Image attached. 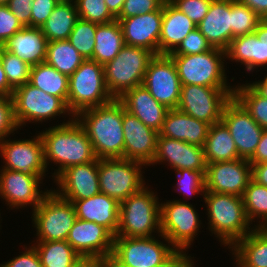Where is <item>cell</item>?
Returning a JSON list of instances; mask_svg holds the SVG:
<instances>
[{
    "instance_id": "cell-1",
    "label": "cell",
    "mask_w": 267,
    "mask_h": 267,
    "mask_svg": "<svg viewBox=\"0 0 267 267\" xmlns=\"http://www.w3.org/2000/svg\"><path fill=\"white\" fill-rule=\"evenodd\" d=\"M74 118L90 139L97 159L124 158L123 103L119 99L83 110Z\"/></svg>"
},
{
    "instance_id": "cell-2",
    "label": "cell",
    "mask_w": 267,
    "mask_h": 267,
    "mask_svg": "<svg viewBox=\"0 0 267 267\" xmlns=\"http://www.w3.org/2000/svg\"><path fill=\"white\" fill-rule=\"evenodd\" d=\"M60 124L39 133L44 145L46 166L51 161L59 164L53 173L54 179L70 166L97 159L90 139L75 118Z\"/></svg>"
},
{
    "instance_id": "cell-3",
    "label": "cell",
    "mask_w": 267,
    "mask_h": 267,
    "mask_svg": "<svg viewBox=\"0 0 267 267\" xmlns=\"http://www.w3.org/2000/svg\"><path fill=\"white\" fill-rule=\"evenodd\" d=\"M153 237L115 236L108 267L185 266L192 258Z\"/></svg>"
},
{
    "instance_id": "cell-4",
    "label": "cell",
    "mask_w": 267,
    "mask_h": 267,
    "mask_svg": "<svg viewBox=\"0 0 267 267\" xmlns=\"http://www.w3.org/2000/svg\"><path fill=\"white\" fill-rule=\"evenodd\" d=\"M202 196L207 204L209 230L217 235L222 245L230 248L254 229V226L249 227L251 222L246 215L242 197L211 191H205Z\"/></svg>"
},
{
    "instance_id": "cell-5",
    "label": "cell",
    "mask_w": 267,
    "mask_h": 267,
    "mask_svg": "<svg viewBox=\"0 0 267 267\" xmlns=\"http://www.w3.org/2000/svg\"><path fill=\"white\" fill-rule=\"evenodd\" d=\"M154 192L143 187L120 202L119 227L115 236L153 237L160 229V203Z\"/></svg>"
},
{
    "instance_id": "cell-6",
    "label": "cell",
    "mask_w": 267,
    "mask_h": 267,
    "mask_svg": "<svg viewBox=\"0 0 267 267\" xmlns=\"http://www.w3.org/2000/svg\"><path fill=\"white\" fill-rule=\"evenodd\" d=\"M113 99L105 84L104 65L85 59L69 76L67 107L73 117L83 110L107 104Z\"/></svg>"
},
{
    "instance_id": "cell-7",
    "label": "cell",
    "mask_w": 267,
    "mask_h": 267,
    "mask_svg": "<svg viewBox=\"0 0 267 267\" xmlns=\"http://www.w3.org/2000/svg\"><path fill=\"white\" fill-rule=\"evenodd\" d=\"M155 55L148 49L124 45L117 56L104 65L105 84L113 98L142 85L149 61Z\"/></svg>"
},
{
    "instance_id": "cell-8",
    "label": "cell",
    "mask_w": 267,
    "mask_h": 267,
    "mask_svg": "<svg viewBox=\"0 0 267 267\" xmlns=\"http://www.w3.org/2000/svg\"><path fill=\"white\" fill-rule=\"evenodd\" d=\"M169 56L176 65L182 86L230 87L225 75L224 50L213 47L201 54Z\"/></svg>"
},
{
    "instance_id": "cell-9",
    "label": "cell",
    "mask_w": 267,
    "mask_h": 267,
    "mask_svg": "<svg viewBox=\"0 0 267 267\" xmlns=\"http://www.w3.org/2000/svg\"><path fill=\"white\" fill-rule=\"evenodd\" d=\"M32 212L37 241H65L77 220L73 203L52 189Z\"/></svg>"
},
{
    "instance_id": "cell-10",
    "label": "cell",
    "mask_w": 267,
    "mask_h": 267,
    "mask_svg": "<svg viewBox=\"0 0 267 267\" xmlns=\"http://www.w3.org/2000/svg\"><path fill=\"white\" fill-rule=\"evenodd\" d=\"M142 166L145 165L126 158L98 159L100 192L119 203L137 193L145 186Z\"/></svg>"
},
{
    "instance_id": "cell-11",
    "label": "cell",
    "mask_w": 267,
    "mask_h": 267,
    "mask_svg": "<svg viewBox=\"0 0 267 267\" xmlns=\"http://www.w3.org/2000/svg\"><path fill=\"white\" fill-rule=\"evenodd\" d=\"M201 220L192 204L174 200L160 204V229L164 241L169 242L180 253L186 254L196 235Z\"/></svg>"
},
{
    "instance_id": "cell-12",
    "label": "cell",
    "mask_w": 267,
    "mask_h": 267,
    "mask_svg": "<svg viewBox=\"0 0 267 267\" xmlns=\"http://www.w3.org/2000/svg\"><path fill=\"white\" fill-rule=\"evenodd\" d=\"M233 91L234 86L232 88L184 85L181 86L177 109L211 126L221 121L223 108L233 97Z\"/></svg>"
},
{
    "instance_id": "cell-13",
    "label": "cell",
    "mask_w": 267,
    "mask_h": 267,
    "mask_svg": "<svg viewBox=\"0 0 267 267\" xmlns=\"http://www.w3.org/2000/svg\"><path fill=\"white\" fill-rule=\"evenodd\" d=\"M12 99L19 129L28 121L42 123L66 113L73 118L67 105L59 97L49 95L29 82L14 89Z\"/></svg>"
},
{
    "instance_id": "cell-14",
    "label": "cell",
    "mask_w": 267,
    "mask_h": 267,
    "mask_svg": "<svg viewBox=\"0 0 267 267\" xmlns=\"http://www.w3.org/2000/svg\"><path fill=\"white\" fill-rule=\"evenodd\" d=\"M142 85L156 101L168 109H177L182 85L176 65L169 55H155L149 61Z\"/></svg>"
},
{
    "instance_id": "cell-15",
    "label": "cell",
    "mask_w": 267,
    "mask_h": 267,
    "mask_svg": "<svg viewBox=\"0 0 267 267\" xmlns=\"http://www.w3.org/2000/svg\"><path fill=\"white\" fill-rule=\"evenodd\" d=\"M221 120L234 139L239 158L249 160L259 144L264 129L234 97L224 106Z\"/></svg>"
},
{
    "instance_id": "cell-16",
    "label": "cell",
    "mask_w": 267,
    "mask_h": 267,
    "mask_svg": "<svg viewBox=\"0 0 267 267\" xmlns=\"http://www.w3.org/2000/svg\"><path fill=\"white\" fill-rule=\"evenodd\" d=\"M0 154L5 160L2 169L46 175L44 145L40 134L33 139L0 141Z\"/></svg>"
},
{
    "instance_id": "cell-17",
    "label": "cell",
    "mask_w": 267,
    "mask_h": 267,
    "mask_svg": "<svg viewBox=\"0 0 267 267\" xmlns=\"http://www.w3.org/2000/svg\"><path fill=\"white\" fill-rule=\"evenodd\" d=\"M0 173V196L5 199L7 202L5 204L9 205L11 209L30 205L34 211L49 191H40L41 185L39 184L42 183L45 175L7 169H2Z\"/></svg>"
},
{
    "instance_id": "cell-18",
    "label": "cell",
    "mask_w": 267,
    "mask_h": 267,
    "mask_svg": "<svg viewBox=\"0 0 267 267\" xmlns=\"http://www.w3.org/2000/svg\"><path fill=\"white\" fill-rule=\"evenodd\" d=\"M252 180L251 163L245 159L207 164L205 190L242 197Z\"/></svg>"
},
{
    "instance_id": "cell-19",
    "label": "cell",
    "mask_w": 267,
    "mask_h": 267,
    "mask_svg": "<svg viewBox=\"0 0 267 267\" xmlns=\"http://www.w3.org/2000/svg\"><path fill=\"white\" fill-rule=\"evenodd\" d=\"M66 241L81 257H95L108 262L112 256L114 236L95 222L77 218Z\"/></svg>"
},
{
    "instance_id": "cell-20",
    "label": "cell",
    "mask_w": 267,
    "mask_h": 267,
    "mask_svg": "<svg viewBox=\"0 0 267 267\" xmlns=\"http://www.w3.org/2000/svg\"><path fill=\"white\" fill-rule=\"evenodd\" d=\"M54 182L59 187L54 191L72 203L99 194L98 159L66 168Z\"/></svg>"
},
{
    "instance_id": "cell-21",
    "label": "cell",
    "mask_w": 267,
    "mask_h": 267,
    "mask_svg": "<svg viewBox=\"0 0 267 267\" xmlns=\"http://www.w3.org/2000/svg\"><path fill=\"white\" fill-rule=\"evenodd\" d=\"M123 133L124 158L150 166L155 156L159 133L126 111L124 105Z\"/></svg>"
},
{
    "instance_id": "cell-22",
    "label": "cell",
    "mask_w": 267,
    "mask_h": 267,
    "mask_svg": "<svg viewBox=\"0 0 267 267\" xmlns=\"http://www.w3.org/2000/svg\"><path fill=\"white\" fill-rule=\"evenodd\" d=\"M162 19L163 6L151 13L116 20L120 23L125 45L142 47L159 55Z\"/></svg>"
},
{
    "instance_id": "cell-23",
    "label": "cell",
    "mask_w": 267,
    "mask_h": 267,
    "mask_svg": "<svg viewBox=\"0 0 267 267\" xmlns=\"http://www.w3.org/2000/svg\"><path fill=\"white\" fill-rule=\"evenodd\" d=\"M226 58L245 65L253 72L257 67L267 65V19H262L254 33L237 36L225 50Z\"/></svg>"
},
{
    "instance_id": "cell-24",
    "label": "cell",
    "mask_w": 267,
    "mask_h": 267,
    "mask_svg": "<svg viewBox=\"0 0 267 267\" xmlns=\"http://www.w3.org/2000/svg\"><path fill=\"white\" fill-rule=\"evenodd\" d=\"M168 162L174 171L182 169L206 170L204 149L201 146L185 141L158 136L155 156L152 165Z\"/></svg>"
},
{
    "instance_id": "cell-25",
    "label": "cell",
    "mask_w": 267,
    "mask_h": 267,
    "mask_svg": "<svg viewBox=\"0 0 267 267\" xmlns=\"http://www.w3.org/2000/svg\"><path fill=\"white\" fill-rule=\"evenodd\" d=\"M118 99L126 111L136 116L144 125L160 131L169 109L156 101L143 85L127 90Z\"/></svg>"
},
{
    "instance_id": "cell-26",
    "label": "cell",
    "mask_w": 267,
    "mask_h": 267,
    "mask_svg": "<svg viewBox=\"0 0 267 267\" xmlns=\"http://www.w3.org/2000/svg\"><path fill=\"white\" fill-rule=\"evenodd\" d=\"M78 219L95 222L105 227L114 237L119 227L120 203L106 194L73 202Z\"/></svg>"
},
{
    "instance_id": "cell-27",
    "label": "cell",
    "mask_w": 267,
    "mask_h": 267,
    "mask_svg": "<svg viewBox=\"0 0 267 267\" xmlns=\"http://www.w3.org/2000/svg\"><path fill=\"white\" fill-rule=\"evenodd\" d=\"M231 0H212L209 11L197 25L214 48L226 50L231 42Z\"/></svg>"
},
{
    "instance_id": "cell-28",
    "label": "cell",
    "mask_w": 267,
    "mask_h": 267,
    "mask_svg": "<svg viewBox=\"0 0 267 267\" xmlns=\"http://www.w3.org/2000/svg\"><path fill=\"white\" fill-rule=\"evenodd\" d=\"M210 125L185 114L169 109L158 136L173 138L203 147Z\"/></svg>"
},
{
    "instance_id": "cell-29",
    "label": "cell",
    "mask_w": 267,
    "mask_h": 267,
    "mask_svg": "<svg viewBox=\"0 0 267 267\" xmlns=\"http://www.w3.org/2000/svg\"><path fill=\"white\" fill-rule=\"evenodd\" d=\"M197 25L169 0L163 4L159 55H169Z\"/></svg>"
},
{
    "instance_id": "cell-30",
    "label": "cell",
    "mask_w": 267,
    "mask_h": 267,
    "mask_svg": "<svg viewBox=\"0 0 267 267\" xmlns=\"http://www.w3.org/2000/svg\"><path fill=\"white\" fill-rule=\"evenodd\" d=\"M47 39L40 27H23L10 37L2 47L31 66L45 62Z\"/></svg>"
},
{
    "instance_id": "cell-31",
    "label": "cell",
    "mask_w": 267,
    "mask_h": 267,
    "mask_svg": "<svg viewBox=\"0 0 267 267\" xmlns=\"http://www.w3.org/2000/svg\"><path fill=\"white\" fill-rule=\"evenodd\" d=\"M229 249L237 267H267V228H254Z\"/></svg>"
},
{
    "instance_id": "cell-32",
    "label": "cell",
    "mask_w": 267,
    "mask_h": 267,
    "mask_svg": "<svg viewBox=\"0 0 267 267\" xmlns=\"http://www.w3.org/2000/svg\"><path fill=\"white\" fill-rule=\"evenodd\" d=\"M203 149L207 164L239 159L234 139L222 120L209 127Z\"/></svg>"
},
{
    "instance_id": "cell-33",
    "label": "cell",
    "mask_w": 267,
    "mask_h": 267,
    "mask_svg": "<svg viewBox=\"0 0 267 267\" xmlns=\"http://www.w3.org/2000/svg\"><path fill=\"white\" fill-rule=\"evenodd\" d=\"M92 60L105 65L113 60L125 45L123 32L118 20L97 24Z\"/></svg>"
},
{
    "instance_id": "cell-34",
    "label": "cell",
    "mask_w": 267,
    "mask_h": 267,
    "mask_svg": "<svg viewBox=\"0 0 267 267\" xmlns=\"http://www.w3.org/2000/svg\"><path fill=\"white\" fill-rule=\"evenodd\" d=\"M78 18L75 2H59L40 28L48 42L68 40Z\"/></svg>"
},
{
    "instance_id": "cell-35",
    "label": "cell",
    "mask_w": 267,
    "mask_h": 267,
    "mask_svg": "<svg viewBox=\"0 0 267 267\" xmlns=\"http://www.w3.org/2000/svg\"><path fill=\"white\" fill-rule=\"evenodd\" d=\"M29 83L49 95L59 97L67 105L69 77L46 62L32 66Z\"/></svg>"
},
{
    "instance_id": "cell-36",
    "label": "cell",
    "mask_w": 267,
    "mask_h": 267,
    "mask_svg": "<svg viewBox=\"0 0 267 267\" xmlns=\"http://www.w3.org/2000/svg\"><path fill=\"white\" fill-rule=\"evenodd\" d=\"M84 60L85 58L68 40L47 43L45 62L68 77L79 68Z\"/></svg>"
},
{
    "instance_id": "cell-37",
    "label": "cell",
    "mask_w": 267,
    "mask_h": 267,
    "mask_svg": "<svg viewBox=\"0 0 267 267\" xmlns=\"http://www.w3.org/2000/svg\"><path fill=\"white\" fill-rule=\"evenodd\" d=\"M33 246L43 267H72L81 257L66 240L36 241Z\"/></svg>"
},
{
    "instance_id": "cell-38",
    "label": "cell",
    "mask_w": 267,
    "mask_h": 267,
    "mask_svg": "<svg viewBox=\"0 0 267 267\" xmlns=\"http://www.w3.org/2000/svg\"><path fill=\"white\" fill-rule=\"evenodd\" d=\"M242 200L251 224L258 218L262 221L254 227L267 228V187L251 180L242 195Z\"/></svg>"
},
{
    "instance_id": "cell-39",
    "label": "cell",
    "mask_w": 267,
    "mask_h": 267,
    "mask_svg": "<svg viewBox=\"0 0 267 267\" xmlns=\"http://www.w3.org/2000/svg\"><path fill=\"white\" fill-rule=\"evenodd\" d=\"M233 97L244 107L251 117L267 130V99L260 96L250 85H237Z\"/></svg>"
},
{
    "instance_id": "cell-40",
    "label": "cell",
    "mask_w": 267,
    "mask_h": 267,
    "mask_svg": "<svg viewBox=\"0 0 267 267\" xmlns=\"http://www.w3.org/2000/svg\"><path fill=\"white\" fill-rule=\"evenodd\" d=\"M262 18L239 0H231V40L254 33Z\"/></svg>"
},
{
    "instance_id": "cell-41",
    "label": "cell",
    "mask_w": 267,
    "mask_h": 267,
    "mask_svg": "<svg viewBox=\"0 0 267 267\" xmlns=\"http://www.w3.org/2000/svg\"><path fill=\"white\" fill-rule=\"evenodd\" d=\"M97 23L78 18L68 41L85 58L92 59Z\"/></svg>"
},
{
    "instance_id": "cell-42",
    "label": "cell",
    "mask_w": 267,
    "mask_h": 267,
    "mask_svg": "<svg viewBox=\"0 0 267 267\" xmlns=\"http://www.w3.org/2000/svg\"><path fill=\"white\" fill-rule=\"evenodd\" d=\"M1 62L9 85L16 89L29 82L32 66L1 46Z\"/></svg>"
},
{
    "instance_id": "cell-43",
    "label": "cell",
    "mask_w": 267,
    "mask_h": 267,
    "mask_svg": "<svg viewBox=\"0 0 267 267\" xmlns=\"http://www.w3.org/2000/svg\"><path fill=\"white\" fill-rule=\"evenodd\" d=\"M78 17L97 24L113 22L116 18L110 13L104 0H74Z\"/></svg>"
},
{
    "instance_id": "cell-44",
    "label": "cell",
    "mask_w": 267,
    "mask_h": 267,
    "mask_svg": "<svg viewBox=\"0 0 267 267\" xmlns=\"http://www.w3.org/2000/svg\"><path fill=\"white\" fill-rule=\"evenodd\" d=\"M205 172L206 170L182 169L176 171L178 181L176 190L190 197L195 194L205 193Z\"/></svg>"
},
{
    "instance_id": "cell-45",
    "label": "cell",
    "mask_w": 267,
    "mask_h": 267,
    "mask_svg": "<svg viewBox=\"0 0 267 267\" xmlns=\"http://www.w3.org/2000/svg\"><path fill=\"white\" fill-rule=\"evenodd\" d=\"M213 47L198 28L192 30L169 55L201 54Z\"/></svg>"
},
{
    "instance_id": "cell-46",
    "label": "cell",
    "mask_w": 267,
    "mask_h": 267,
    "mask_svg": "<svg viewBox=\"0 0 267 267\" xmlns=\"http://www.w3.org/2000/svg\"><path fill=\"white\" fill-rule=\"evenodd\" d=\"M18 128L12 97L0 95V141L8 138Z\"/></svg>"
},
{
    "instance_id": "cell-47",
    "label": "cell",
    "mask_w": 267,
    "mask_h": 267,
    "mask_svg": "<svg viewBox=\"0 0 267 267\" xmlns=\"http://www.w3.org/2000/svg\"><path fill=\"white\" fill-rule=\"evenodd\" d=\"M198 25L209 11L212 0H169Z\"/></svg>"
},
{
    "instance_id": "cell-48",
    "label": "cell",
    "mask_w": 267,
    "mask_h": 267,
    "mask_svg": "<svg viewBox=\"0 0 267 267\" xmlns=\"http://www.w3.org/2000/svg\"><path fill=\"white\" fill-rule=\"evenodd\" d=\"M166 0H125L116 19L129 18L159 10Z\"/></svg>"
},
{
    "instance_id": "cell-49",
    "label": "cell",
    "mask_w": 267,
    "mask_h": 267,
    "mask_svg": "<svg viewBox=\"0 0 267 267\" xmlns=\"http://www.w3.org/2000/svg\"><path fill=\"white\" fill-rule=\"evenodd\" d=\"M23 28L7 5H0V46Z\"/></svg>"
},
{
    "instance_id": "cell-50",
    "label": "cell",
    "mask_w": 267,
    "mask_h": 267,
    "mask_svg": "<svg viewBox=\"0 0 267 267\" xmlns=\"http://www.w3.org/2000/svg\"><path fill=\"white\" fill-rule=\"evenodd\" d=\"M59 2L34 0L31 6V27H41Z\"/></svg>"
},
{
    "instance_id": "cell-51",
    "label": "cell",
    "mask_w": 267,
    "mask_h": 267,
    "mask_svg": "<svg viewBox=\"0 0 267 267\" xmlns=\"http://www.w3.org/2000/svg\"><path fill=\"white\" fill-rule=\"evenodd\" d=\"M25 250L12 260L0 264V267H43L40 256L33 245L29 248L25 246Z\"/></svg>"
},
{
    "instance_id": "cell-52",
    "label": "cell",
    "mask_w": 267,
    "mask_h": 267,
    "mask_svg": "<svg viewBox=\"0 0 267 267\" xmlns=\"http://www.w3.org/2000/svg\"><path fill=\"white\" fill-rule=\"evenodd\" d=\"M34 0H10L7 3L10 11L17 17L23 27H31V6Z\"/></svg>"
},
{
    "instance_id": "cell-53",
    "label": "cell",
    "mask_w": 267,
    "mask_h": 267,
    "mask_svg": "<svg viewBox=\"0 0 267 267\" xmlns=\"http://www.w3.org/2000/svg\"><path fill=\"white\" fill-rule=\"evenodd\" d=\"M248 161L251 164L267 162V130H263L259 144L257 145L253 156Z\"/></svg>"
},
{
    "instance_id": "cell-54",
    "label": "cell",
    "mask_w": 267,
    "mask_h": 267,
    "mask_svg": "<svg viewBox=\"0 0 267 267\" xmlns=\"http://www.w3.org/2000/svg\"><path fill=\"white\" fill-rule=\"evenodd\" d=\"M252 180L267 187V162L251 164Z\"/></svg>"
},
{
    "instance_id": "cell-55",
    "label": "cell",
    "mask_w": 267,
    "mask_h": 267,
    "mask_svg": "<svg viewBox=\"0 0 267 267\" xmlns=\"http://www.w3.org/2000/svg\"><path fill=\"white\" fill-rule=\"evenodd\" d=\"M251 10L256 12L262 19H267V0H239Z\"/></svg>"
},
{
    "instance_id": "cell-56",
    "label": "cell",
    "mask_w": 267,
    "mask_h": 267,
    "mask_svg": "<svg viewBox=\"0 0 267 267\" xmlns=\"http://www.w3.org/2000/svg\"><path fill=\"white\" fill-rule=\"evenodd\" d=\"M72 267H108V262L95 257H80Z\"/></svg>"
},
{
    "instance_id": "cell-57",
    "label": "cell",
    "mask_w": 267,
    "mask_h": 267,
    "mask_svg": "<svg viewBox=\"0 0 267 267\" xmlns=\"http://www.w3.org/2000/svg\"><path fill=\"white\" fill-rule=\"evenodd\" d=\"M14 89L9 85L3 65L1 62V46H0V95L12 97Z\"/></svg>"
},
{
    "instance_id": "cell-58",
    "label": "cell",
    "mask_w": 267,
    "mask_h": 267,
    "mask_svg": "<svg viewBox=\"0 0 267 267\" xmlns=\"http://www.w3.org/2000/svg\"><path fill=\"white\" fill-rule=\"evenodd\" d=\"M125 0H104L110 13L117 18L123 8Z\"/></svg>"
},
{
    "instance_id": "cell-59",
    "label": "cell",
    "mask_w": 267,
    "mask_h": 267,
    "mask_svg": "<svg viewBox=\"0 0 267 267\" xmlns=\"http://www.w3.org/2000/svg\"><path fill=\"white\" fill-rule=\"evenodd\" d=\"M249 85L262 97L267 99V74L262 81L258 80Z\"/></svg>"
},
{
    "instance_id": "cell-60",
    "label": "cell",
    "mask_w": 267,
    "mask_h": 267,
    "mask_svg": "<svg viewBox=\"0 0 267 267\" xmlns=\"http://www.w3.org/2000/svg\"><path fill=\"white\" fill-rule=\"evenodd\" d=\"M184 267H194V262L192 259Z\"/></svg>"
},
{
    "instance_id": "cell-61",
    "label": "cell",
    "mask_w": 267,
    "mask_h": 267,
    "mask_svg": "<svg viewBox=\"0 0 267 267\" xmlns=\"http://www.w3.org/2000/svg\"><path fill=\"white\" fill-rule=\"evenodd\" d=\"M10 0H0V5H7Z\"/></svg>"
},
{
    "instance_id": "cell-62",
    "label": "cell",
    "mask_w": 267,
    "mask_h": 267,
    "mask_svg": "<svg viewBox=\"0 0 267 267\" xmlns=\"http://www.w3.org/2000/svg\"><path fill=\"white\" fill-rule=\"evenodd\" d=\"M57 2H69V1H74V0H56Z\"/></svg>"
},
{
    "instance_id": "cell-63",
    "label": "cell",
    "mask_w": 267,
    "mask_h": 267,
    "mask_svg": "<svg viewBox=\"0 0 267 267\" xmlns=\"http://www.w3.org/2000/svg\"><path fill=\"white\" fill-rule=\"evenodd\" d=\"M162 267H184V266H162Z\"/></svg>"
}]
</instances>
